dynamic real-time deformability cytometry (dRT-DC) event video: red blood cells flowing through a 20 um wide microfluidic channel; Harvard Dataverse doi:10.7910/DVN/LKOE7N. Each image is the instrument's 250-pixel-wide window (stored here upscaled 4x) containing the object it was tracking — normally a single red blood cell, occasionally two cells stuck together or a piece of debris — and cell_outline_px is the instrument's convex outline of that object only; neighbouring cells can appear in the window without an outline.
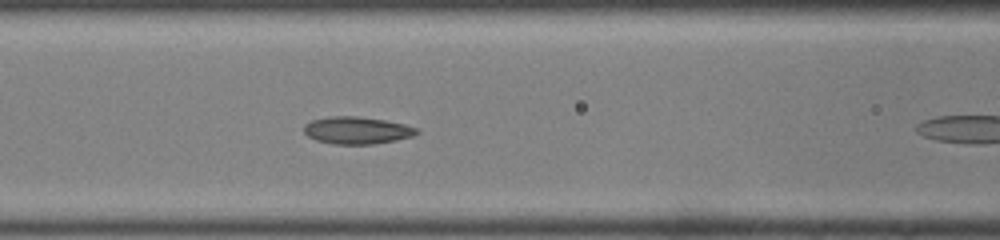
{"species": "common noctule bat (a hibernating species)", "species_latin": "Nyctalus noctula", "temperature_condition": "room temperature", "stored_images_in_passage": 11, "camera_frame_rate_fps": 3000, "um_per_image_px": 0.085, "animal": {"sex": "male", "body_mass_g": 19.0, "forearm_length_mm": 50.8}, "frame": {"image": 1, "passage_image": 10, "time_ms": 3.0, "image_size_px": [1000, 240], "cell_outline_px": [[420, 132], [412, 136], [396, 140], [372, 144], [332, 144], [316, 140], [308, 136], [304, 132], [304, 124], [312, 120], [332, 116], [356, 116], [384, 120], [404, 124], [416, 128]], "centroid_in_image_um": [30.32, 11.08], "position_along_channel_um": 136.3, "area_um2": 17.8}}